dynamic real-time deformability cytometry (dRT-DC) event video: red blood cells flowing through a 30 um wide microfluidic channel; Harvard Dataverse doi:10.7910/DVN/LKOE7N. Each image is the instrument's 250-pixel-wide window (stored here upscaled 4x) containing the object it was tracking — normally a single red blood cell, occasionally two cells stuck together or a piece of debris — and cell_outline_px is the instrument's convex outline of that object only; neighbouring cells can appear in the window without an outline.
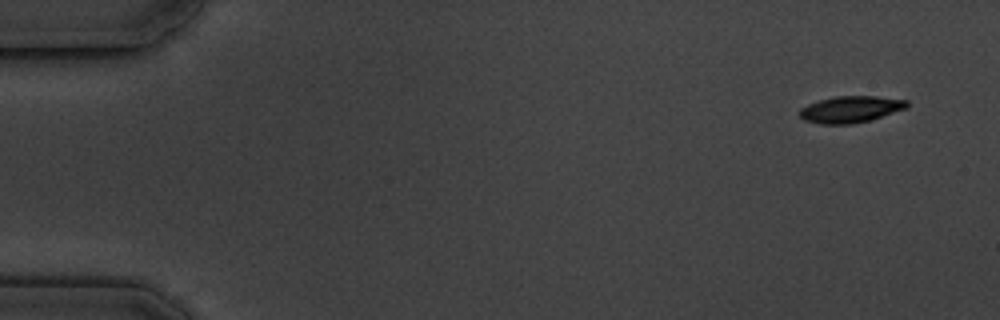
{"species": "common noctule bat (a hibernating species)", "species_latin": "Nyctalus noctula", "temperature_condition": "cold", "stored_images_in_passage": 5, "camera_frame_rate_fps": 3000, "um_per_image_px": 0.085, "animal": {"sex": "male", "body_mass_g": 19.5, "forearm_length_mm": 54.6}, "frame": {"image": 1, "passage_image": 1, "time_ms": 0.0, "image_size_px": [1000, 320], "cell_outline_px": [[908, 108], [872, 120], [852, 124], [820, 124], [804, 120], [800, 116], [800, 108], [808, 104], [820, 100], [836, 96], [876, 96], [908, 100]], "centroid_in_image_um": [72.34, 9.3], "position_along_channel_um": 12.7, "area_um2": 16.76}}
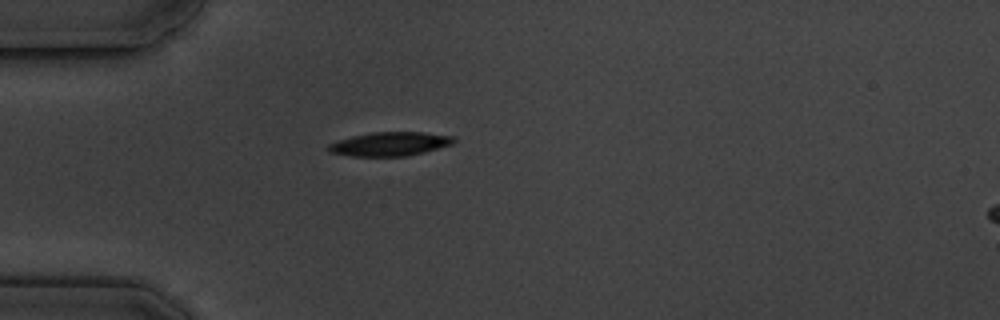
{"frame": {"image": 2, "passage_image": 5, "time_ms": 4.333, "image_size_px": [1000, 320], "cell_outline_px": [[456, 140], [452, 144], [424, 152], [408, 156], [352, 156], [328, 152], [324, 148], [328, 144], [352, 136], [372, 132], [424, 132], [456, 136]], "centroid_in_image_um": [33.14, 12.23], "position_along_channel_um": 51.9, "area_um2": 17.57}}